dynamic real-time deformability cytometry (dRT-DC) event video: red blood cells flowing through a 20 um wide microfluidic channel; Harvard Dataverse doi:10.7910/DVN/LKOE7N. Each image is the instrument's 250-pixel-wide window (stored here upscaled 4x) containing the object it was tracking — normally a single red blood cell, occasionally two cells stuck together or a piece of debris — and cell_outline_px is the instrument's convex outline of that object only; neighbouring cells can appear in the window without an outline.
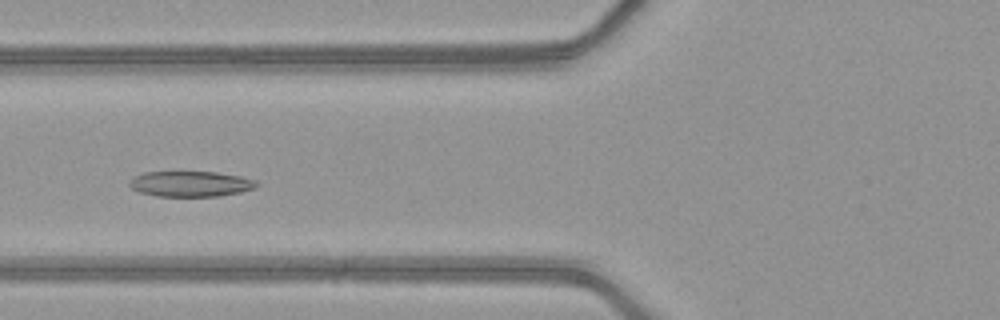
{"species": "common noctule bat (a hibernating species)", "species_latin": "Nyctalus noctula", "temperature_condition": "warm", "stored_images_in_passage": 33, "camera_frame_rate_fps": 3000, "um_per_image_px": 0.085, "animal": {"sex": "female", "body_mass_g": 21.9}, "frame": {"image": 1, "passage_image": 4, "time_ms": 1.0, "image_size_px": [1000, 320], "cell_outline_px": [[260, 184], [256, 188], [240, 192], [220, 196], [156, 196], [140, 192], [132, 188], [128, 184], [128, 180], [144, 172], [216, 172], [240, 176], [256, 180]], "centroid_in_image_um": [16.22, 15.63], "position_along_channel_um": 109.6, "area_um2": 18.96}}
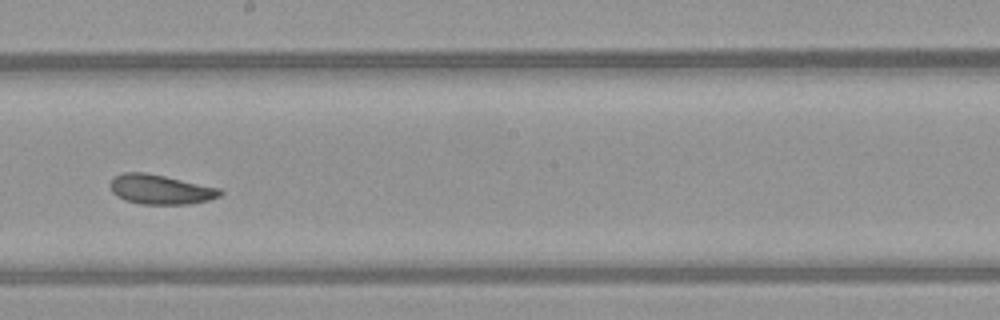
{"frame": {"image": 2, "passage_image": 13, "time_ms": 4.0, "image_size_px": [1000, 320], "cell_outline_px": [[224, 192], [220, 196], [208, 200], [192, 204], [140, 204], [124, 200], [116, 196], [112, 192], [108, 184], [116, 176], [124, 172], [144, 172], [164, 176], [220, 188]], "centroid_in_image_um": [13.63, 16.11], "position_along_channel_um": 234.6, "area_um2": 19.02}}
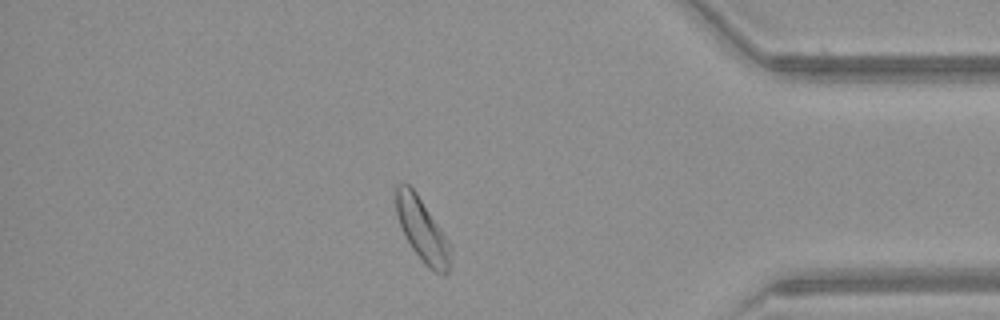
{"frame": {"image": 3, "passage_image": 27, "time_ms": 8.667, "image_size_px": [1000, 320], "cell_outline_px": [[452, 248], [448, 272], [444, 276], [432, 272], [424, 264], [412, 248], [396, 216], [396, 184], [404, 180], [416, 192], [444, 232]], "centroid_in_image_um": [35.91, 19.56], "position_along_channel_um": 399.3, "area_um2": 20.29}, "authors_computed_cell_mechanics": {"area_um2": 19.1896, "velocity_mm_per_s": 4.1484, "shape_relaxation_time_tau1_ms": 7.0406, "shape_relaxation_time_tau2_ms": 2.0951, "deformation_change_tau1": 0.1785, "deformation_change_tau2": 0.0853}}